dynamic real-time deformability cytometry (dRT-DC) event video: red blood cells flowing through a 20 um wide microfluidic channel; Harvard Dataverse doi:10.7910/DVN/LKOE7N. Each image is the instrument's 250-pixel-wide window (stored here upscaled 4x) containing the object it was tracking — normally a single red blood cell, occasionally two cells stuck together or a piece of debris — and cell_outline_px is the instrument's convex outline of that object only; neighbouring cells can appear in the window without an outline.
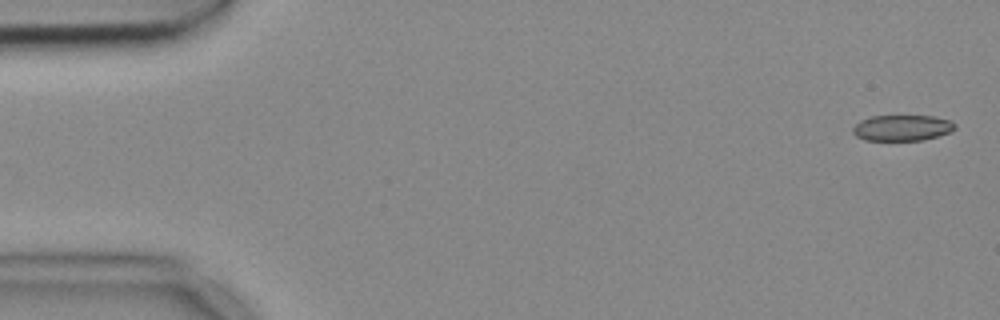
{"species": "common noctule bat (a hibernating species)", "species_latin": "Nyctalus noctula", "temperature_condition": "cold", "stored_images_in_passage": 3, "segment_of_instrument_passage": [2, 2], "camera_frame_rate_fps": 3000, "um_per_image_px": 0.085, "animal": {"sex": "female", "body_mass_g": 18.4}, "frame": {"image": 1, "passage_image": 3, "time_ms": 0.667, "image_size_px": [1000, 320], "cell_outline_px": [[956, 128], [948, 132], [936, 136], [920, 140], [864, 140], [856, 136], [852, 132], [852, 128], [860, 120], [872, 116], [936, 116], [952, 120], [956, 124]], "centroid_in_image_um": [76.68, 10.86], "position_along_channel_um": 8.3, "area_um2": 15.37}}